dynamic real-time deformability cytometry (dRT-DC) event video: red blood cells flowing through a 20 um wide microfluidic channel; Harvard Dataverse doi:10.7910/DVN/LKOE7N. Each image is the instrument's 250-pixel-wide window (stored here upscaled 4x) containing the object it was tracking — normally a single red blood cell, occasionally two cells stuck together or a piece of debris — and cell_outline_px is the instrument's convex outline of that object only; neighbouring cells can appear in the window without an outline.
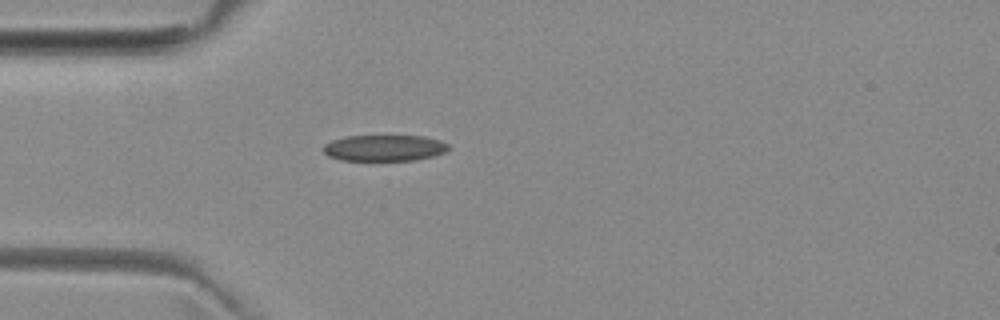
{"species": "common noctule bat (a hibernating species)", "species_latin": "Nyctalus noctula", "temperature_condition": "room temperature", "stored_images_in_passage": 2, "camera_frame_rate_fps": 3000, "um_per_image_px": 0.085, "animal": {"sex": "female", "body_mass_g": 29.2, "forearm_length_mm": 56.3}, "frame": {"image": 1, "passage_image": 2, "time_ms": 1.333, "image_size_px": [1000, 320], "cell_outline_px": [[448, 148], [444, 152], [432, 156], [416, 160], [340, 160], [328, 156], [324, 152], [324, 144], [332, 140], [348, 136], [424, 136], [440, 140], [448, 144]], "centroid_in_image_um": [32.66, 12.57], "position_along_channel_um": 52.3, "area_um2": 18.96}}